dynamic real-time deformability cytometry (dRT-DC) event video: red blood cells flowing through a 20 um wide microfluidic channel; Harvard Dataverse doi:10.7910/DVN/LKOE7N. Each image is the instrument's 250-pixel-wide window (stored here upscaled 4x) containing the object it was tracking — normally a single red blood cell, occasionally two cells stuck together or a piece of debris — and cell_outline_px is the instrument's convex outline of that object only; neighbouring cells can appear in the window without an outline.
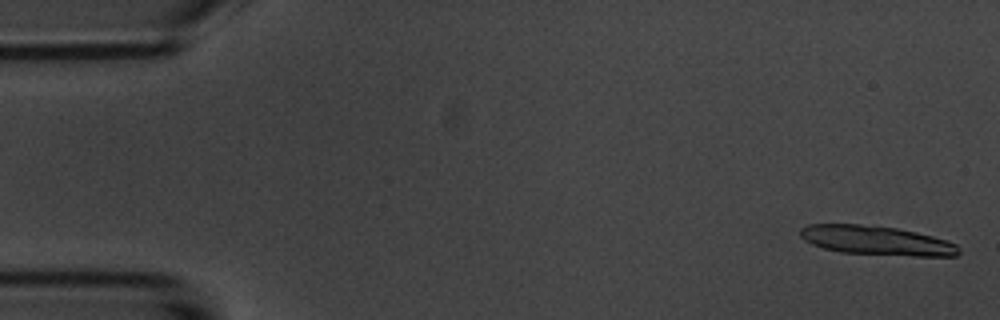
{"species": "common noctule bat (a hibernating species)", "species_latin": "Nyctalus noctula", "temperature_condition": "room temperature", "stored_images_in_passage": 6, "camera_frame_rate_fps": 3000, "um_per_image_px": 0.085, "animal": {"sex": "male", "body_mass_g": 20.1, "forearm_length_mm": 53.5}, "frame": {"image": 1, "passage_image": 1, "time_ms": 0.0, "image_size_px": [1000, 320], "cell_outline_px": [[960, 252], [956, 256], [912, 256], [840, 252], [824, 248], [812, 244], [804, 240], [800, 236], [800, 228], [808, 224], [860, 224], [896, 228], [916, 232], [932, 236], [956, 244], [960, 248]], "centroid_in_image_um": [74.49, 20.44], "position_along_channel_um": 10.5, "area_um2": 26.93}}